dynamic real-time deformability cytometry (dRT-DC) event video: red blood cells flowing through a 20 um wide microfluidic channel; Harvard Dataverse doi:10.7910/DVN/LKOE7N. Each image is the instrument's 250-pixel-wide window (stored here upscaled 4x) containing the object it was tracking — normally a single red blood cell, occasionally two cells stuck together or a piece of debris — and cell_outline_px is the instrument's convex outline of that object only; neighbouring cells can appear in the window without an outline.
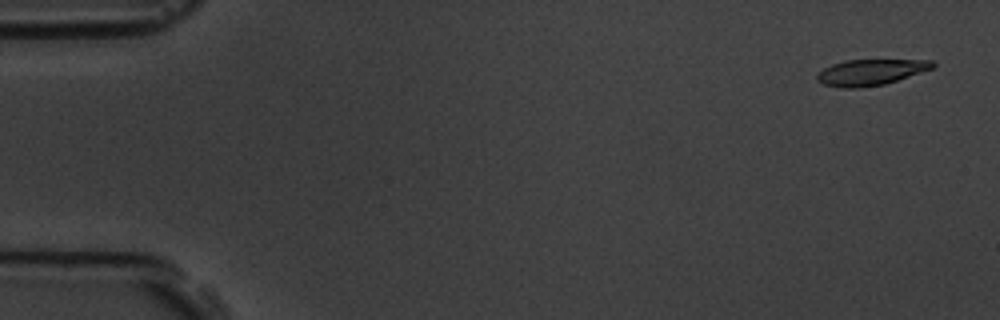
{"species": "common noctule bat (a hibernating species)", "species_latin": "Nyctalus noctula", "temperature_condition": "room temperature", "stored_images_in_passage": 5, "camera_frame_rate_fps": 3000, "um_per_image_px": 0.085, "animal": {"sex": "male", "body_mass_g": 19.5, "forearm_length_mm": 54.6}, "frame": {"image": 1, "passage_image": 1, "time_ms": 0.0, "image_size_px": [1000, 320], "cell_outline_px": [[936, 64], [932, 68], [884, 84], [860, 88], [840, 88], [824, 84], [816, 80], [816, 72], [832, 64], [844, 60], [932, 60]], "centroid_in_image_um": [73.93, 6.14], "position_along_channel_um": 11.1, "area_um2": 17.4}}
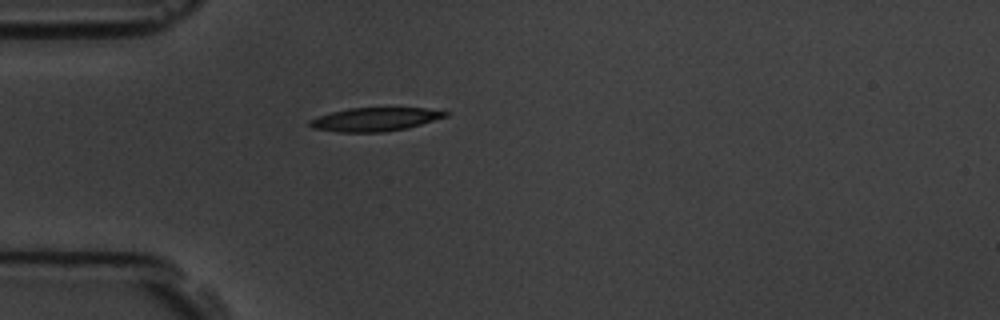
{"frame": {"image": 2, "passage_image": 5, "time_ms": 4.333, "image_size_px": [1000, 320], "cell_outline_px": [[448, 116], [408, 128], [384, 132], [336, 132], [312, 128], [308, 124], [308, 120], [332, 112], [348, 108], [424, 108], [448, 112]], "centroid_in_image_um": [31.85, 10.15], "position_along_channel_um": 53.1, "area_um2": 18.55}}